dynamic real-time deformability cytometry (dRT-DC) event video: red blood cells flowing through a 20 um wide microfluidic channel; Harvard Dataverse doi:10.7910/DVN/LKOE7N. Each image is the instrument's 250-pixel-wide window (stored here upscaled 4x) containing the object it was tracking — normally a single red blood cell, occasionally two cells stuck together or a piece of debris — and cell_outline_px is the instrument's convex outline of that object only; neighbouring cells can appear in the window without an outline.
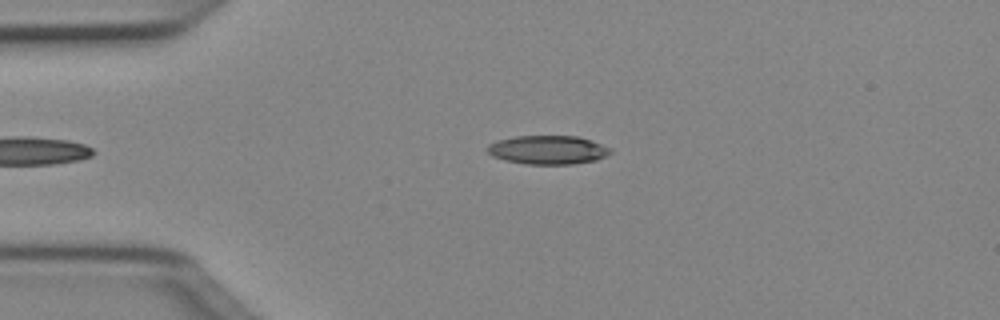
{"species": "Egyptian fruit bat (a non-hibernating species)", "species_latin": "Rousettus aegyptiacus", "temperature_condition": "cold", "stored_images_in_passage": 35, "camera_frame_rate_fps": 3000, "um_per_image_px": 0.085, "animal": {"sex": "female"}, "frame": {"image": 1, "passage_image": 1, "time_ms": 0.0, "image_size_px": [1000, 320], "cell_outline_px": [[612, 152], [596, 160], [572, 164], [524, 164], [504, 160], [492, 156], [488, 152], [488, 144], [496, 140], [516, 136], [576, 136], [592, 140], [612, 148]], "centroid_in_image_um": [46.57, 12.73], "position_along_channel_um": 38.4, "area_um2": 20.69}}
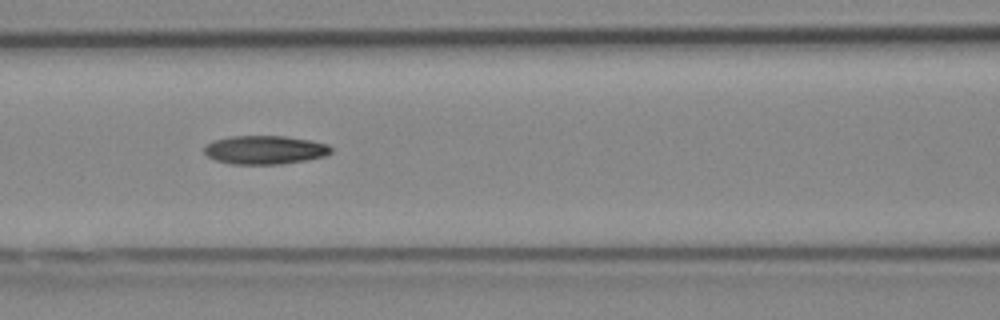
{"frame": {"image": 2, "passage_image": 11, "time_ms": 3.333, "image_size_px": [1000, 320], "cell_outline_px": [[332, 152], [324, 156], [304, 160], [280, 164], [232, 164], [216, 160], [208, 156], [204, 152], [204, 148], [212, 140], [232, 136], [284, 136], [308, 140], [328, 144], [332, 148]], "centroid_in_image_um": [22.5, 12.73], "position_along_channel_um": 144.1, "area_um2": 20.98}}
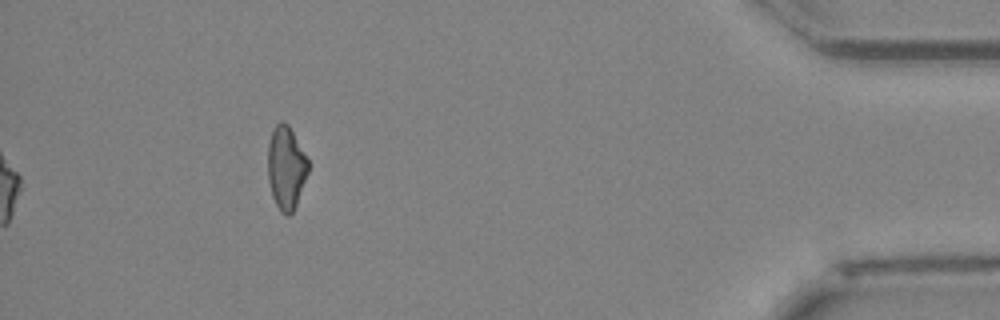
{"frame": {"image": 3, "passage_image": 35, "time_ms": 11.333, "image_size_px": [1000, 320], "cell_outline_px": [[308, 172], [296, 204], [292, 212], [288, 216], [284, 216], [280, 212], [272, 196], [268, 180], [268, 144], [272, 132], [276, 124], [280, 120], [284, 120], [288, 124], [308, 160]], "centroid_in_image_um": [24.3, 14.26], "position_along_channel_um": 410.9, "area_um2": 19.42}, "authors_computed_cell_mechanics": {"area_um2": 20.6924, "velocity_mm_per_s": 4.072, "shape_relaxation_time_tau1_ms": null, "shape_relaxation_time_tau2_ms": 5.2587, "deformation_change_tau1": null, "deformation_change_tau2": 0.152}}